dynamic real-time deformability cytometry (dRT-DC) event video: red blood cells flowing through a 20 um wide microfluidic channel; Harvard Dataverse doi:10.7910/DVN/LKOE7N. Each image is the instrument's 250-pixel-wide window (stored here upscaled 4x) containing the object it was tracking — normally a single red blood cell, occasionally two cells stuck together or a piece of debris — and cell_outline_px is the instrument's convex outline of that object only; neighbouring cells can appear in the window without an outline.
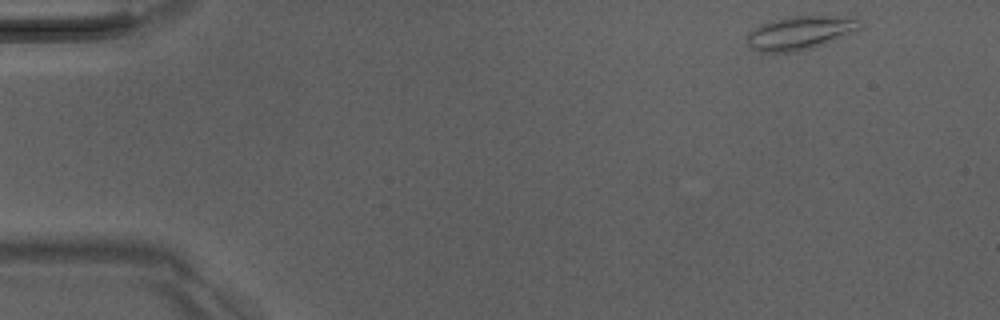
{"species": "Egyptian fruit bat (a non-hibernating species)", "species_latin": "Rousettus aegyptiacus", "temperature_condition": "room temperature", "stored_images_in_passage": 7, "camera_frame_rate_fps": 3000, "um_per_image_px": 0.085, "animal": {"sex": "male"}, "frame": {"image": 1, "passage_image": 1, "time_ms": 0.0, "image_size_px": [1000, 320], "cell_outline_px": [[860, 28], [856, 32], [824, 44], [812, 48], [796, 52], [760, 52], [752, 48], [748, 44], [748, 36], [756, 28], [772, 20], [792, 16], [856, 16], [860, 20]], "centroid_in_image_um": [68.11, 2.78], "position_along_channel_um": 16.9, "area_um2": 22.02}}